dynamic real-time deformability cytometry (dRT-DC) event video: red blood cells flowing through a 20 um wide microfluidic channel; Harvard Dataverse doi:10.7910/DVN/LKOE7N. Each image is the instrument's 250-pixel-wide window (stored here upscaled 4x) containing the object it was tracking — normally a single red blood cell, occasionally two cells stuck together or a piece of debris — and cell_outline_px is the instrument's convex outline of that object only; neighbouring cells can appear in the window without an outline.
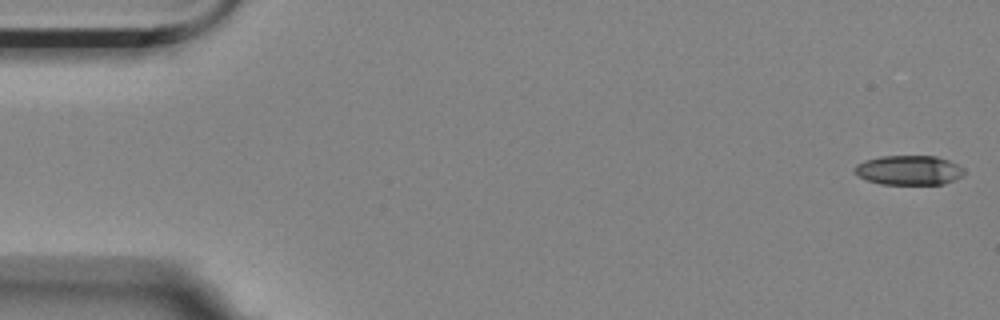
{"species": "Egyptian fruit bat (a non-hibernating species)", "species_latin": "Rousettus aegyptiacus", "temperature_condition": "room temperature", "stored_images_in_passage": 21, "camera_frame_rate_fps": 3000, "um_per_image_px": 0.085, "animal": {"sex": "female"}, "frame": {"image": 1, "passage_image": 1, "time_ms": 0.0, "image_size_px": [1000, 320], "cell_outline_px": [[964, 176], [944, 184], [880, 184], [868, 180], [860, 176], [852, 168], [856, 164], [864, 160], [880, 156], [936, 156], [948, 160], [964, 168]], "centroid_in_image_um": [77.27, 14.46], "position_along_channel_um": 7.7, "area_um2": 18.9}}
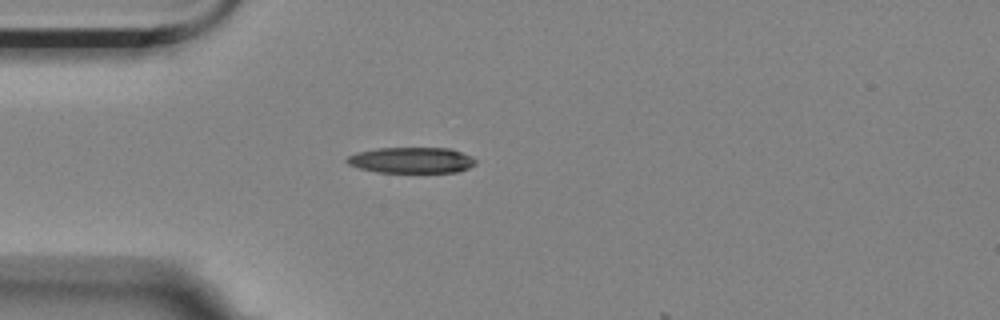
{"frame": {"image": 2, "passage_image": 15, "time_ms": 4.667, "image_size_px": [1000, 320], "cell_outline_px": [[476, 164], [468, 168], [456, 172], [376, 172], [360, 168], [348, 164], [344, 160], [348, 156], [356, 152], [376, 148], [452, 148], [472, 156], [476, 160]], "centroid_in_image_um": [34.98, 13.61], "position_along_channel_um": 50.0, "area_um2": 19.54}}
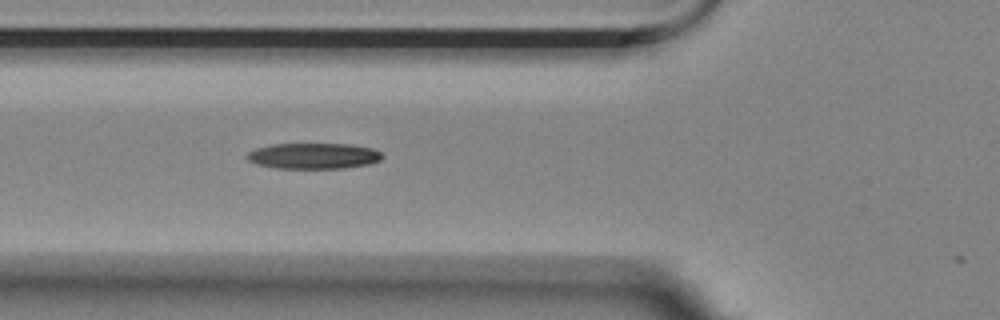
{"frame": {"image": 3, "passage_image": 20, "time_ms": 6.333, "image_size_px": [1000, 320], "cell_outline_px": [[384, 156], [380, 160], [368, 164], [344, 168], [276, 168], [256, 164], [248, 160], [244, 156], [248, 152], [256, 148], [272, 144], [352, 144], [372, 148], [380, 152]], "centroid_in_image_um": [26.63, 13.25], "position_along_channel_um": 99.2, "area_um2": 20.4}}